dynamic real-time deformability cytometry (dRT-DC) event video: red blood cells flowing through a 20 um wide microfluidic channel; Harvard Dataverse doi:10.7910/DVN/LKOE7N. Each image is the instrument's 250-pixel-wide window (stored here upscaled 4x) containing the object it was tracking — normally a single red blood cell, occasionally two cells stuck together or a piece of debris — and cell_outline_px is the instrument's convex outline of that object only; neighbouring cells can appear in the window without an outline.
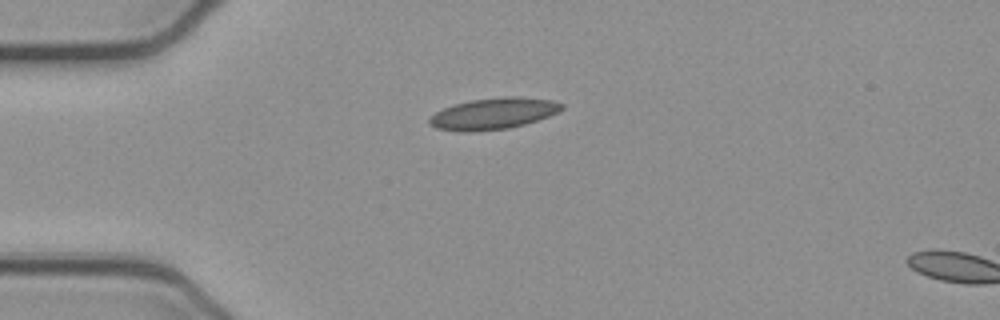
{"species": "common noctule bat (a hibernating species)", "species_latin": "Nyctalus noctula", "temperature_condition": "cold", "stored_images_in_passage": 3, "camera_frame_rate_fps": 3000, "um_per_image_px": 0.085, "animal": {"sex": "female", "body_mass_g": 21.9}, "frame": {"image": 1, "passage_image": 1, "time_ms": 0.0, "image_size_px": [1000, 320], "cell_outline_px": [[564, 108], [560, 112], [524, 124], [508, 128], [476, 132], [460, 132], [436, 128], [428, 120], [436, 112], [444, 108], [456, 104], [472, 100], [500, 96], [516, 96], [552, 100], [564, 104]], "centroid_in_image_um": [41.97, 9.65], "position_along_channel_um": 43.0, "area_um2": 24.16}}